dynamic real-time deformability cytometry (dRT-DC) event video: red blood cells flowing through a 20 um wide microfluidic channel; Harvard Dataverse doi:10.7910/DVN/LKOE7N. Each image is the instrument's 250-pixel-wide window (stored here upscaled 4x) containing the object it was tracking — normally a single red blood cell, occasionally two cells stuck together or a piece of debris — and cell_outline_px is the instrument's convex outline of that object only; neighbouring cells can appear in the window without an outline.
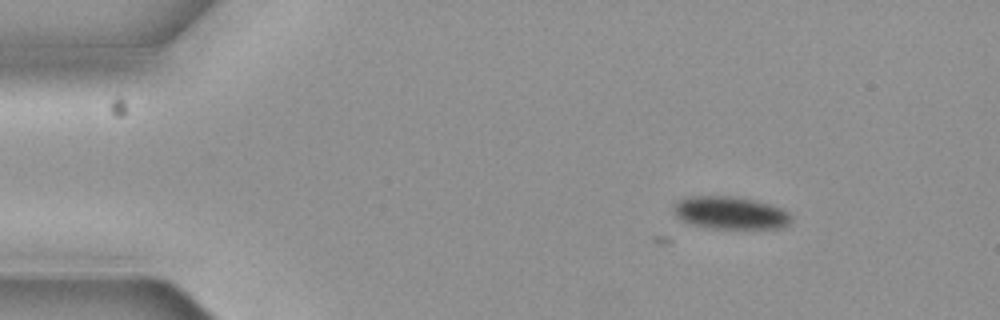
{"species": "common noctule bat (a hibernating species)", "species_latin": "Nyctalus noctula", "temperature_condition": "cold", "stored_images_in_passage": 10, "camera_frame_rate_fps": 3000, "um_per_image_px": 0.085, "animal": {"sex": "female", "body_mass_g": 19.3, "forearm_length_mm": 54.1}, "frame": {"image": 1, "passage_image": 4, "time_ms": 1.0, "image_size_px": [1000, 320], "cell_outline_px": [[792, 220], [784, 228], [712, 228], [688, 224], [680, 220], [676, 216], [672, 208], [676, 200], [688, 196], [732, 196], [752, 200], [784, 208], [792, 216]], "centroid_in_image_um": [62.05, 18.09], "position_along_channel_um": 23.0, "area_um2": 22.6}}
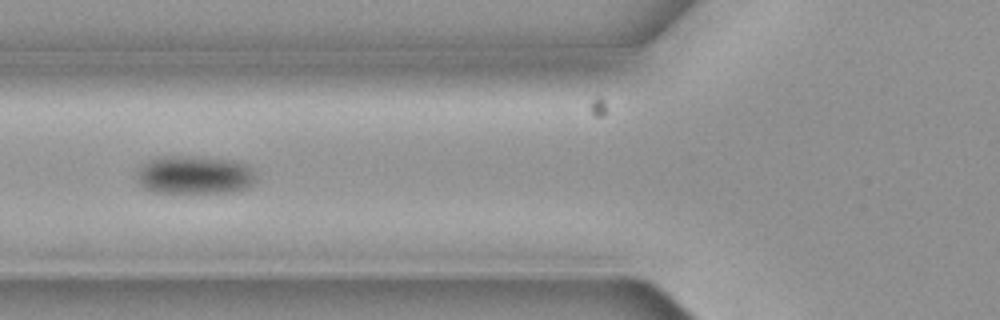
{"frame": {"image": 2, "passage_image": 8, "time_ms": 2.333, "image_size_px": [1000, 320], "cell_outline_px": [[256, 180], [248, 188], [232, 192], [152, 192], [144, 188], [140, 184], [136, 172], [144, 164], [152, 160], [164, 156], [200, 156], [232, 160], [248, 164], [252, 168], [256, 176]], "centroid_in_image_um": [16.59, 14.87], "position_along_channel_um": 109.2, "area_um2": 26.7}}
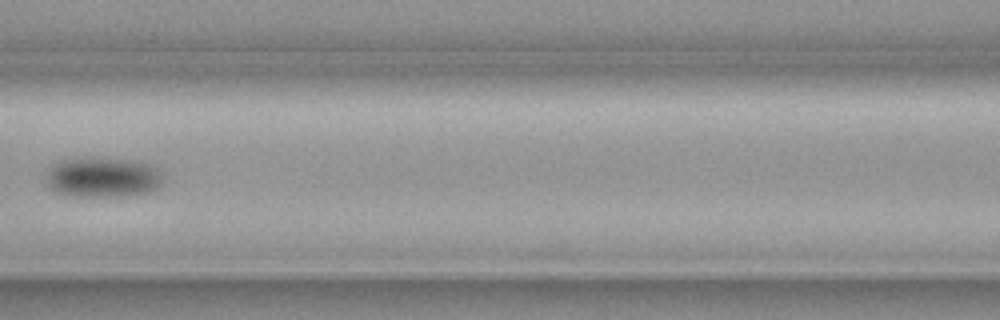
{"frame": {"image": 3, "passage_image": 9, "time_ms": 2.667, "image_size_px": [1000, 320], "cell_outline_px": [[160, 184], [156, 188], [148, 192], [136, 196], [72, 196], [56, 192], [48, 188], [44, 184], [48, 168], [52, 164], [60, 160], [76, 156], [92, 156], [128, 160], [148, 164], [156, 168], [160, 172]], "centroid_in_image_um": [8.62, 15.05], "position_along_channel_um": 158.0, "area_um2": 28.03}}